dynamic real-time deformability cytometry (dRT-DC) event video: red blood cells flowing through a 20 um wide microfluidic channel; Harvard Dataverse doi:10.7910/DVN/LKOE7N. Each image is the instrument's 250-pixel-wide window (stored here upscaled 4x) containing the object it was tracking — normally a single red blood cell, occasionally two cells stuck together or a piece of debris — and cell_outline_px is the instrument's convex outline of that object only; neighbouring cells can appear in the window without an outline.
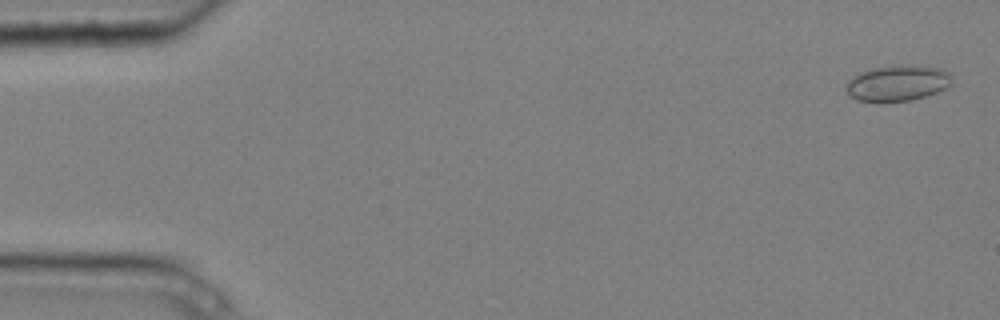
{"species": "common noctule bat (a hibernating species)", "species_latin": "Nyctalus noctula", "temperature_condition": "cold", "stored_images_in_passage": 5, "camera_frame_rate_fps": 3000, "um_per_image_px": 0.085, "animal": {"sex": "male", "body_mass_g": 20.4}, "frame": {"image": 1, "passage_image": 1, "time_ms": 0.0, "image_size_px": [1000, 320], "cell_outline_px": [[948, 84], [944, 88], [936, 92], [912, 100], [880, 104], [856, 100], [848, 96], [848, 80], [852, 76], [860, 72], [876, 68], [900, 64], [912, 64], [944, 68], [948, 72]], "centroid_in_image_um": [76.23, 7.08], "position_along_channel_um": 8.8, "area_um2": 22.37}}
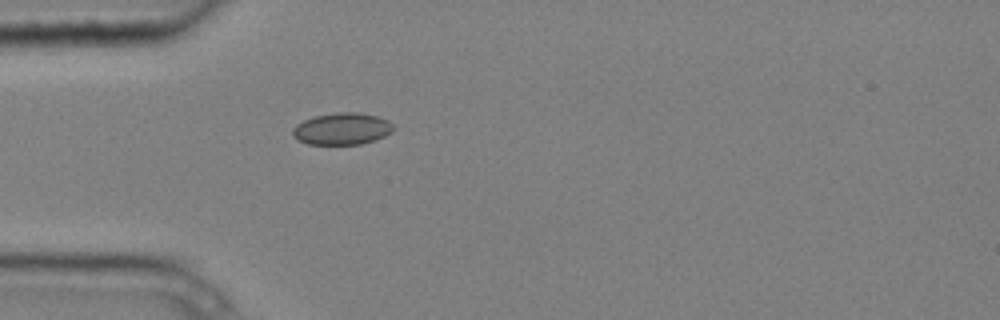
{"frame": {"image": 2, "passage_image": 5, "time_ms": 1.333, "image_size_px": [1000, 320], "cell_outline_px": [[396, 128], [392, 132], [376, 140], [360, 144], [308, 144], [292, 136], [292, 128], [296, 124], [312, 116], [336, 112], [356, 112], [376, 116], [388, 120]], "centroid_in_image_um": [29.07, 10.94], "position_along_channel_um": 55.9, "area_um2": 18.84}}